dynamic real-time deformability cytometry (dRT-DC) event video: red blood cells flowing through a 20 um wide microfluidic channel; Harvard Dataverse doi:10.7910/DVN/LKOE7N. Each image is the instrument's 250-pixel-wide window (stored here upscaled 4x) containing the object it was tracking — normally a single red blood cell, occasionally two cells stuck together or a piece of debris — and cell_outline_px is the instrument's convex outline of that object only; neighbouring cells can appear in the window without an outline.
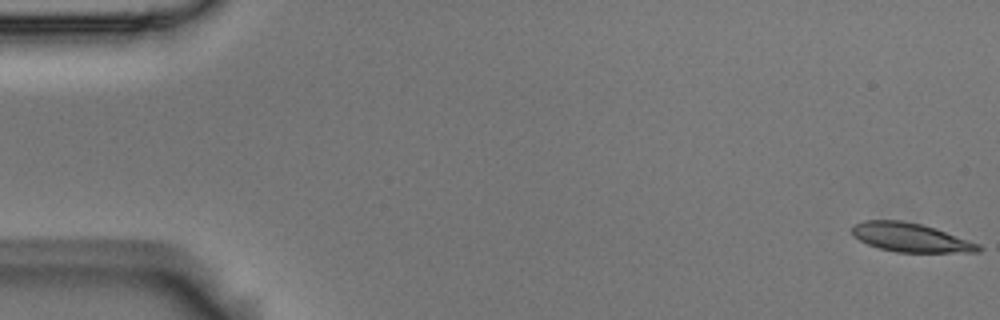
{"species": "Egyptian fruit bat (a non-hibernating species)", "species_latin": "Rousettus aegyptiacus", "temperature_condition": "room temperature", "stored_images_in_passage": 55, "camera_frame_rate_fps": 3000, "um_per_image_px": 0.085, "animal": {"sex": "male"}, "frame": {"image": 1, "passage_image": 1, "time_ms": 0.0, "image_size_px": [1000, 320], "cell_outline_px": [[984, 248], [980, 252], [896, 252], [880, 248], [868, 244], [852, 236], [852, 224], [864, 220], [904, 220], [936, 228], [980, 244]], "centroid_in_image_um": [77.4, 20.18], "position_along_channel_um": 7.6, "area_um2": 21.39}}
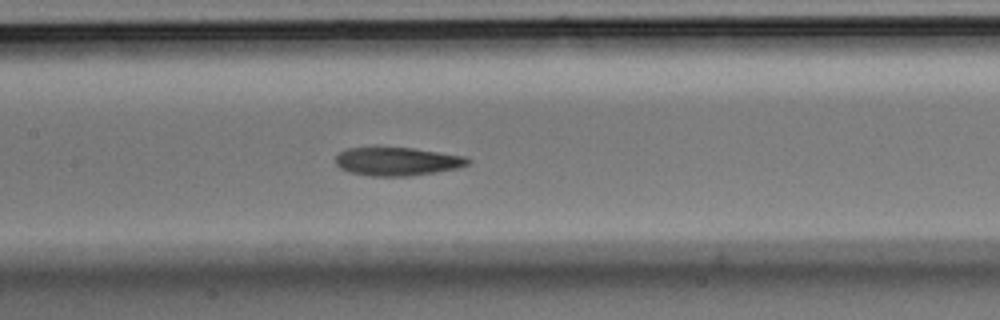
{"frame": {"image": 2, "passage_image": 26, "time_ms": 8.333, "image_size_px": [1000, 320], "cell_outline_px": [[472, 160], [468, 164], [460, 168], [436, 172], [408, 176], [368, 176], [348, 172], [340, 168], [336, 164], [336, 156], [344, 148], [372, 144], [376, 144], [412, 148], [468, 156]], "centroid_in_image_um": [33.72, 13.67], "position_along_channel_um": 173.7, "area_um2": 23.06}}
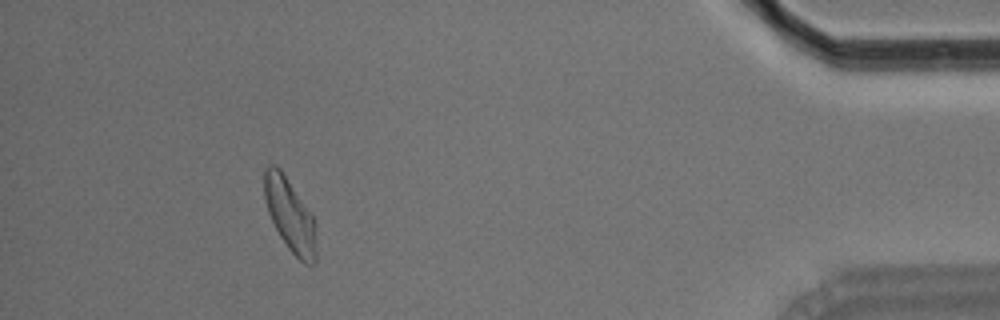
{"frame": {"image": 3, "passage_image": 50, "time_ms": 16.333, "image_size_px": [1000, 320], "cell_outline_px": [[316, 264], [304, 264], [288, 248], [280, 236], [268, 212], [264, 200], [264, 168], [268, 164], [276, 164], [280, 168], [312, 212], [316, 224]], "centroid_in_image_um": [24.67, 18.26], "position_along_channel_um": 410.5, "area_um2": 22.54}, "authors_computed_cell_mechanics": {"area_um2": 22.1952, "velocity_mm_per_s": 3.6845, "shape_relaxation_time_tau1_ms": 3.6004, "shape_relaxation_time_tau2_ms": 1.949, "deformation_change_tau1": 0.1571, "deformation_change_tau2": 0.0933}}